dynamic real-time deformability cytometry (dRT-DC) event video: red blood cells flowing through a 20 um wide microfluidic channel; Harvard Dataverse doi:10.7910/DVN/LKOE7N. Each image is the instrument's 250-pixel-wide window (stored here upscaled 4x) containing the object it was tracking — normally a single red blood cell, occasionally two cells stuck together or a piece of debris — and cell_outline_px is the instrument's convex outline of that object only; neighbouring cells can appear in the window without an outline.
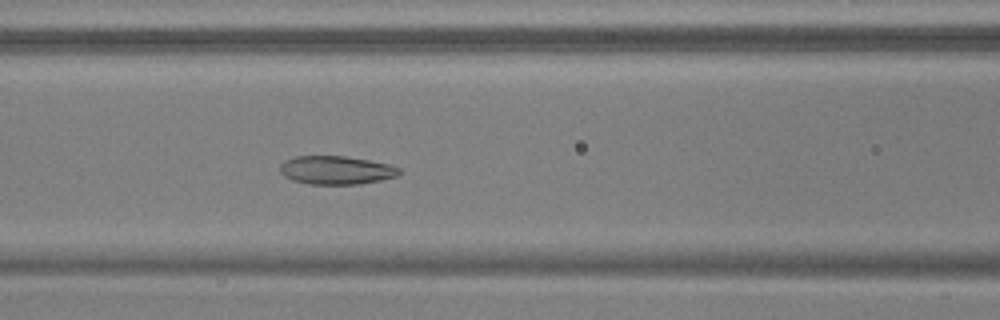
{"species": "common noctule bat (a hibernating species)", "species_latin": "Nyctalus noctula", "temperature_condition": "warm", "stored_images_in_passage": 41, "camera_frame_rate_fps": 3000, "um_per_image_px": 0.085, "animal": {"sex": "male", "body_mass_g": 17.9, "forearm_length_mm": 54.2}, "frame": {"image": 1, "passage_image": 11, "time_ms": 3.333, "image_size_px": [1000, 320], "cell_outline_px": [[400, 172], [396, 176], [380, 180], [360, 184], [308, 184], [292, 180], [284, 176], [280, 172], [280, 164], [284, 160], [296, 156], [344, 156], [368, 160], [388, 164], [400, 168]], "centroid_in_image_um": [28.54, 14.46], "position_along_channel_um": 138.1, "area_um2": 19.71}}
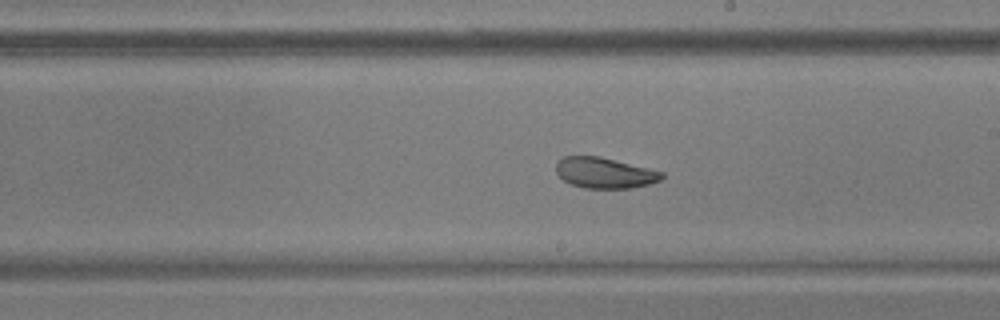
{"frame": {"image": 2, "passage_image": 19, "time_ms": 6.0, "image_size_px": [1000, 320], "cell_outline_px": [[664, 176], [660, 180], [648, 184], [632, 188], [584, 188], [572, 184], [564, 180], [556, 172], [556, 164], [564, 156], [600, 156], [664, 172]], "centroid_in_image_um": [51.4, 14.69], "position_along_channel_um": 237.6, "area_um2": 18.79}}
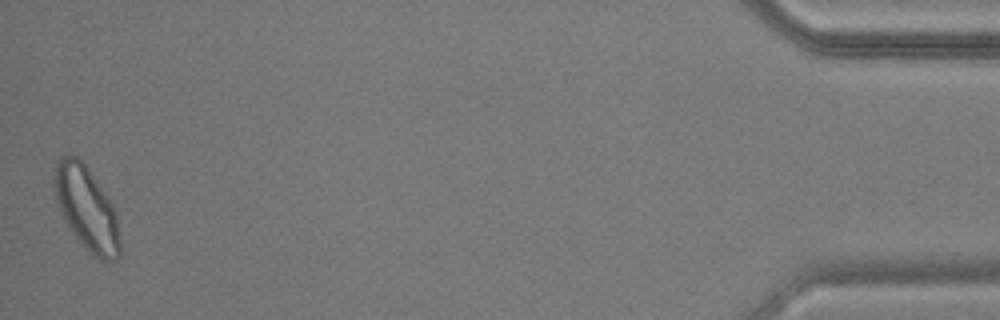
{"frame": {"image": 3, "passage_image": 41, "time_ms": 13.333, "image_size_px": [1000, 320], "cell_outline_px": [[120, 256], [116, 260], [100, 260], [92, 256], [72, 232], [56, 200], [52, 188], [52, 180], [56, 160], [60, 156], [68, 152], [76, 156], [88, 168], [108, 196], [116, 212], [120, 236]], "centroid_in_image_um": [7.35, 17.67], "position_along_channel_um": 427.9, "area_um2": 32.37}, "authors_computed_cell_mechanics": {"area_um2": 21.1548, "velocity_mm_per_s": 3.7378, "shape_relaxation_time_tau1_ms": 8.4436, "shape_relaxation_time_tau2_ms": 8.3558, "deformation_change_tau1": 0.1572, "deformation_change_tau2": 0.1237}}